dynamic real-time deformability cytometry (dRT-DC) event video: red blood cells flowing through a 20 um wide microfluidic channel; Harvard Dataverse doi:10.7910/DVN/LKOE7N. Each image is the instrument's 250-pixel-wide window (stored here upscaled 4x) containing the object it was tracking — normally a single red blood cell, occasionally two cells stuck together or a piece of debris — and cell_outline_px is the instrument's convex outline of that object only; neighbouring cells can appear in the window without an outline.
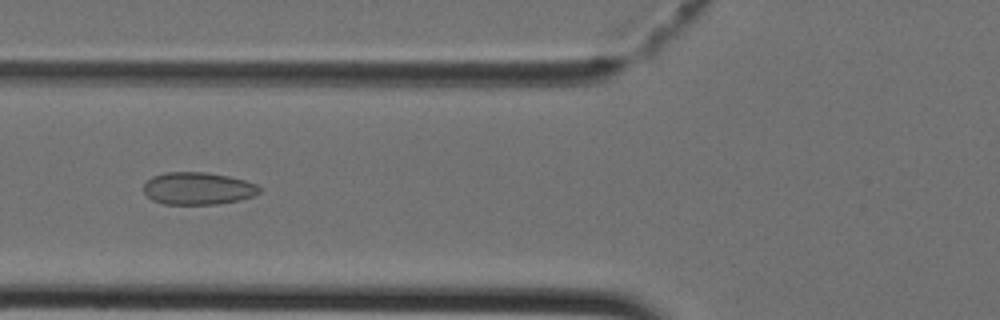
{"species": "Egyptian fruit bat (a non-hibernating species)", "species_latin": "Rousettus aegyptiacus", "temperature_condition": "cold", "stored_images_in_passage": 39, "camera_frame_rate_fps": 3000, "um_per_image_px": 0.085, "animal": {"sex": "female"}, "frame": {"image": 1, "passage_image": 13, "time_ms": 4.0, "image_size_px": [1000, 320], "cell_outline_px": [[260, 192], [252, 196], [240, 200], [216, 204], [164, 204], [152, 200], [144, 192], [144, 184], [152, 176], [164, 172], [204, 172], [228, 176], [244, 180], [256, 184], [260, 188]], "centroid_in_image_um": [16.8, 16.02], "position_along_channel_um": 109.0, "area_um2": 21.79}}
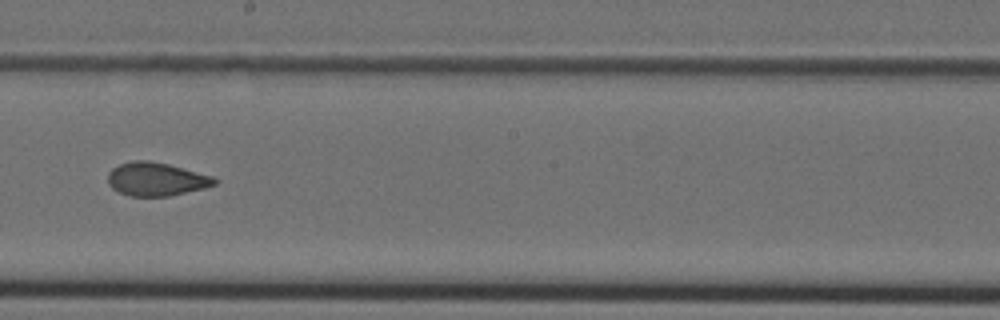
{"frame": {"image": 2, "passage_image": 21, "time_ms": 6.667, "image_size_px": [1000, 320], "cell_outline_px": [[216, 184], [204, 188], [168, 196], [132, 196], [120, 192], [112, 188], [108, 184], [108, 172], [112, 168], [120, 164], [132, 160], [148, 160], [168, 164], [212, 176], [216, 180]], "centroid_in_image_um": [13.24, 15.22], "position_along_channel_um": 235.0, "area_um2": 20.58}}
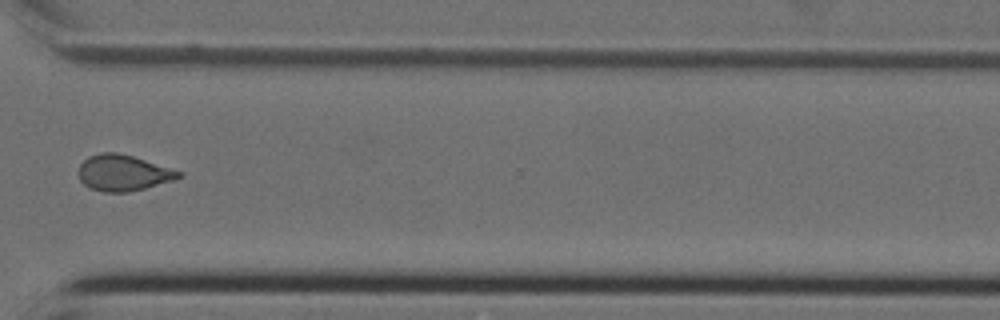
{"frame": {"image": 3, "passage_image": 29, "time_ms": 9.333, "image_size_px": [1000, 320], "cell_outline_px": [[184, 176], [172, 180], [144, 188], [128, 192], [104, 192], [88, 188], [80, 180], [80, 164], [88, 156], [100, 152], [116, 152], [132, 156], [184, 172]], "centroid_in_image_um": [10.47, 14.69], "position_along_channel_um": 360.1, "area_um2": 20.92}}